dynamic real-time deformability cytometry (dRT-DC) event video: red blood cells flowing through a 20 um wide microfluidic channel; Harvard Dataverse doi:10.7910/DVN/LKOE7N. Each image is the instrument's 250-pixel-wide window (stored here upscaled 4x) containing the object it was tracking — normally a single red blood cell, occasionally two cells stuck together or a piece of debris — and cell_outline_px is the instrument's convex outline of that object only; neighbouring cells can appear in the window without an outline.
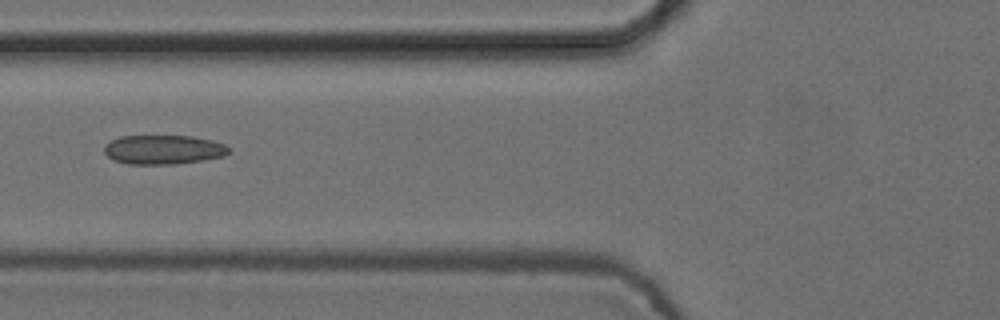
{"species": "common noctule bat (a hibernating species)", "species_latin": "Nyctalus noctula", "temperature_condition": "cold", "stored_images_in_passage": 8, "camera_frame_rate_fps": 3000, "um_per_image_px": 0.085, "animal": {"sex": "female", "body_mass_g": 24.6, "forearm_length_mm": 56.2}, "frame": {"image": 1, "passage_image": 5, "time_ms": 1.333, "image_size_px": [1000, 320], "cell_outline_px": [[232, 148], [224, 156], [204, 160], [176, 164], [128, 164], [112, 160], [104, 152], [104, 144], [120, 136], [192, 136], [212, 140], [224, 144]], "centroid_in_image_um": [13.89, 12.72], "position_along_channel_um": 111.9, "area_um2": 21.39}}
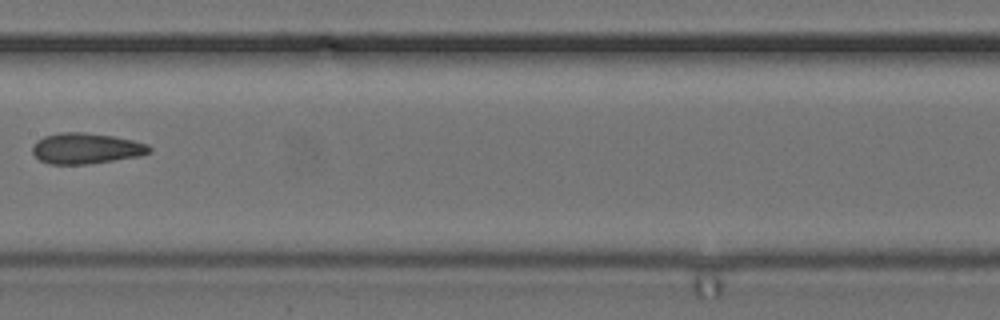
{"frame": {"image": 2, "passage_image": 7, "time_ms": 2.0, "image_size_px": [1000, 320], "cell_outline_px": [[152, 152], [140, 156], [88, 164], [48, 164], [40, 160], [32, 152], [32, 144], [36, 140], [44, 136], [60, 132], [84, 132], [112, 136], [132, 140], [148, 144], [152, 148]], "centroid_in_image_um": [7.31, 12.61], "position_along_channel_um": 200.1, "area_um2": 21.1}}
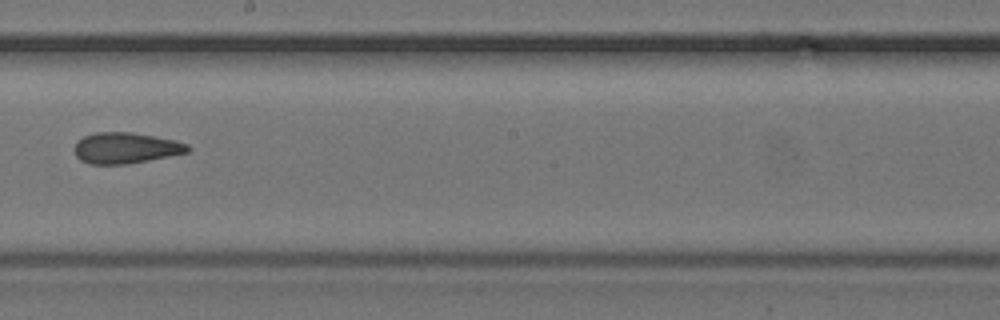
{"frame": {"image": 3, "passage_image": 8, "time_ms": 2.333, "image_size_px": [1000, 320], "cell_outline_px": [[192, 148], [188, 152], [148, 160], [124, 164], [88, 164], [80, 160], [76, 156], [72, 148], [84, 136], [96, 132], [132, 132], [176, 140], [188, 144]], "centroid_in_image_um": [10.68, 12.57], "position_along_channel_um": 237.5, "area_um2": 20.46}}